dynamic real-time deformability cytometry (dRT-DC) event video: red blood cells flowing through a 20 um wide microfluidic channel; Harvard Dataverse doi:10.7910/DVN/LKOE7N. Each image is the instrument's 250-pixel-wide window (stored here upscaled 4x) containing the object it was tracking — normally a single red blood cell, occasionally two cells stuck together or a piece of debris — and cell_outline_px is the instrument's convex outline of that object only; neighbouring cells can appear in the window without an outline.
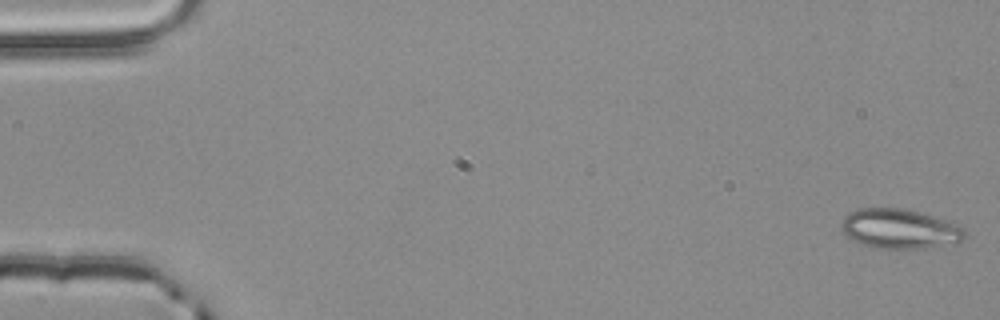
{"species": "common noctule bat (a hibernating species)", "species_latin": "Nyctalus noctula", "temperature_condition": "room temperature", "stored_images_in_passage": 51, "camera_frame_rate_fps": 3000, "um_per_image_px": 0.085, "animal": {"sex": "male", "body_mass_g": 20.4}, "frame": {"image": 1, "passage_image": 1, "time_ms": 0.0, "image_size_px": [1000, 320], "cell_outline_px": [[968, 236], [956, 244], [924, 248], [876, 248], [852, 240], [840, 228], [840, 224], [844, 216], [848, 212], [860, 208], [904, 208], [932, 216], [956, 224], [964, 228], [968, 232]], "centroid_in_image_um": [76.49, 19.45], "position_along_channel_um": 8.5, "area_um2": 28.67}}
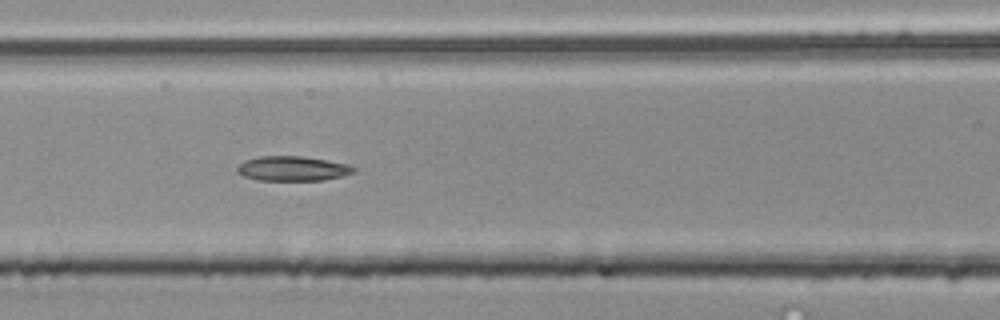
{"frame": {"image": 2, "passage_image": 24, "time_ms": 7.667, "image_size_px": [1000, 320], "cell_outline_px": [[356, 168], [352, 172], [344, 176], [324, 180], [256, 180], [244, 176], [236, 172], [236, 168], [244, 160], [260, 156], [304, 156], [348, 164]], "centroid_in_image_um": [24.85, 14.32], "position_along_channel_um": 141.8, "area_um2": 16.82}}
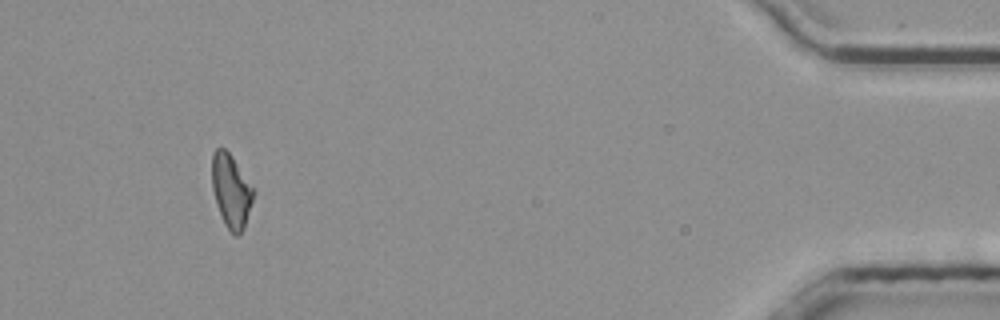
{"frame": {"image": 3, "passage_image": 47, "time_ms": 15.333, "image_size_px": [1000, 320], "cell_outline_px": [[256, 192], [244, 228], [236, 236], [232, 236], [224, 224], [216, 204], [212, 188], [212, 152], [216, 148], [224, 148], [232, 156]], "centroid_in_image_um": [19.64, 16.25], "position_along_channel_um": 415.6, "area_um2": 17.92}}